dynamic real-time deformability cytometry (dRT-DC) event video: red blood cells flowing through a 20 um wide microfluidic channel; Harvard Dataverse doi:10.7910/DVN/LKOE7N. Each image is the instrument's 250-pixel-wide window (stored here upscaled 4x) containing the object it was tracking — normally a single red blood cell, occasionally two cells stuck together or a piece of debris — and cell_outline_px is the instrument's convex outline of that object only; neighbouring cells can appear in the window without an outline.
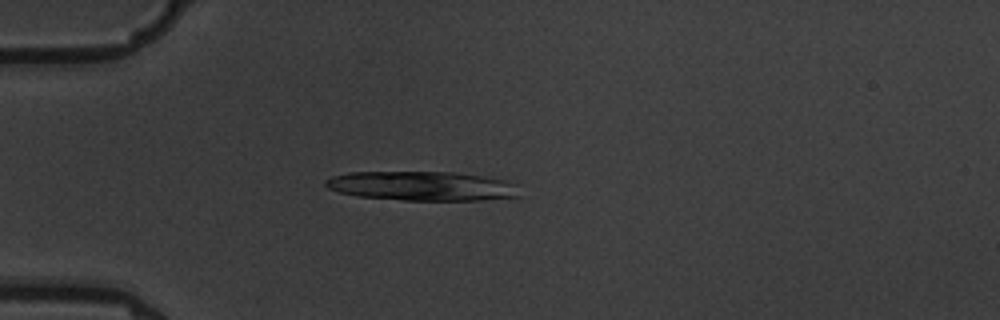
{"species": "common noctule bat (a hibernating species)", "species_latin": "Nyctalus noctula", "temperature_condition": "warm", "stored_images_in_passage": 4, "camera_frame_rate_fps": 3000, "um_per_image_px": 0.085, "animal": {"sex": "male", "body_mass_g": 19.5, "forearm_length_mm": 54.6}, "frame": {"image": 1, "passage_image": 4, "time_ms": 3.333, "image_size_px": [1000, 320], "cell_outline_px": [[520, 196], [480, 200], [404, 200], [356, 196], [340, 192], [328, 188], [324, 184], [324, 180], [332, 176], [348, 172], [456, 172], [504, 180], [516, 184]], "centroid_in_image_um": [35.84, 15.81], "position_along_channel_um": 49.2, "area_um2": 33.06}}